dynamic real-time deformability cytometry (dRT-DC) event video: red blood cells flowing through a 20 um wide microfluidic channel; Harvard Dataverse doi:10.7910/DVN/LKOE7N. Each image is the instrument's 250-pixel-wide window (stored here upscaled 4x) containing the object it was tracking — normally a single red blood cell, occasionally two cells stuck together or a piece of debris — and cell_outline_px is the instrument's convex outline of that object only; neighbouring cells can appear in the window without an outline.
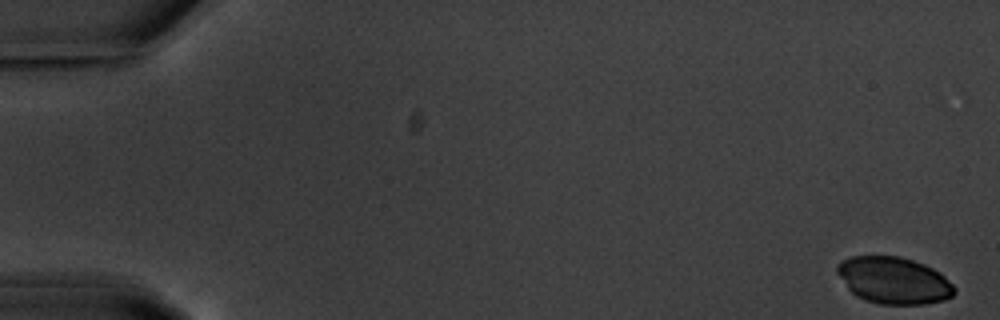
{"species": "common noctule bat (a hibernating species)", "species_latin": "Nyctalus noctula", "temperature_condition": "warm", "stored_images_in_passage": 55, "camera_frame_rate_fps": 3000, "um_per_image_px": 0.085, "animal": {"sex": "male", "body_mass_g": 20.1, "forearm_length_mm": 53.5}, "frame": {"image": 1, "passage_image": 1, "time_ms": 0.0, "image_size_px": [1000, 320], "cell_outline_px": [[956, 292], [952, 296], [944, 300], [924, 304], [880, 304], [864, 300], [856, 296], [848, 288], [836, 272], [836, 264], [852, 256], [900, 256], [924, 264], [940, 272], [956, 288]], "centroid_in_image_um": [75.97, 23.84], "position_along_channel_um": 9.0, "area_um2": 32.02}}